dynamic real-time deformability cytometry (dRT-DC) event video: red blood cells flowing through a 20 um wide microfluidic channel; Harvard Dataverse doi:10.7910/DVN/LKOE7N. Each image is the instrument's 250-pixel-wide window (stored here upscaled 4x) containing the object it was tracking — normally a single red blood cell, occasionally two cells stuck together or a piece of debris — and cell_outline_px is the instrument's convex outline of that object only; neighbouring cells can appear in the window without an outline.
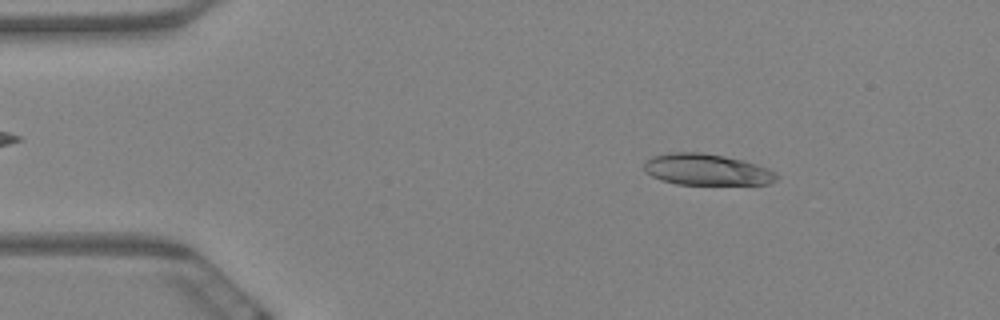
{"species": "Egyptian fruit bat (a non-hibernating species)", "species_latin": "Rousettus aegyptiacus", "temperature_condition": "warm", "stored_images_in_passage": 5, "camera_frame_rate_fps": 3000, "um_per_image_px": 0.085, "animal": {"sex": "female"}, "frame": {"image": 1, "passage_image": 2, "time_ms": 0.333, "image_size_px": [1000, 320], "cell_outline_px": [[780, 176], [776, 180], [768, 184], [676, 184], [660, 180], [644, 172], [644, 164], [652, 156], [668, 152], [700, 152], [724, 156], [744, 160], [768, 168], [776, 172]], "centroid_in_image_um": [60.07, 14.41], "position_along_channel_um": 24.9, "area_um2": 24.33}}
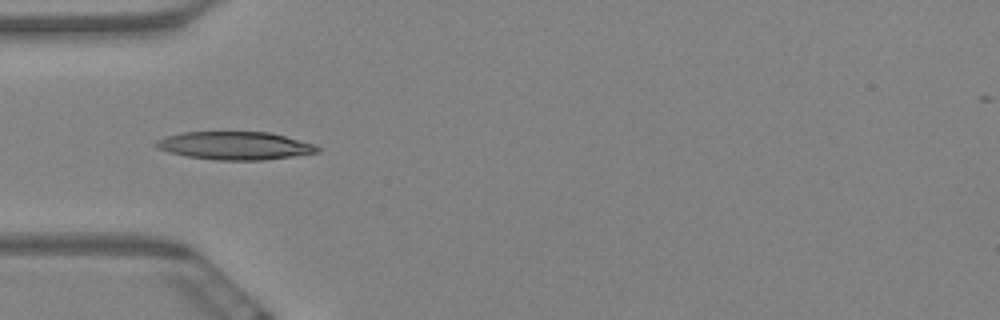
{"frame": {"image": 2, "passage_image": 5, "time_ms": 1.333, "image_size_px": [1000, 320], "cell_outline_px": [[320, 152], [264, 160], [216, 160], [188, 156], [168, 152], [156, 148], [152, 144], [156, 140], [164, 136], [184, 132], [268, 132], [284, 136], [312, 144], [320, 148]], "centroid_in_image_um": [19.9, 12.38], "position_along_channel_um": 65.1, "area_um2": 26.24}}